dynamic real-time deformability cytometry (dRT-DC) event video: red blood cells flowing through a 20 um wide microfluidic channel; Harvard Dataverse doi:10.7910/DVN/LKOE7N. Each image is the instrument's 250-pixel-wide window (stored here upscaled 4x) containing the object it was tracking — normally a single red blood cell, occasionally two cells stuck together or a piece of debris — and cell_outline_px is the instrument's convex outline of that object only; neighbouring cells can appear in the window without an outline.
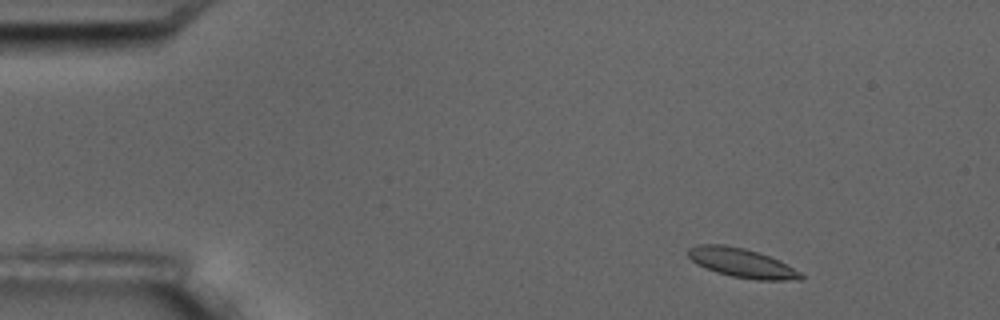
{"species": "common noctule bat (a hibernating species)", "species_latin": "Nyctalus noctula", "temperature_condition": "room temperature", "stored_images_in_passage": 4, "camera_frame_rate_fps": 3000, "um_per_image_px": 0.085, "animal": {"sex": "male", "body_mass_g": 17.5, "forearm_length_mm": 52.3}, "frame": {"image": 1, "passage_image": 1, "time_ms": 0.0, "image_size_px": [1000, 320], "cell_outline_px": [[804, 276], [800, 280], [756, 280], [732, 276], [716, 272], [696, 264], [688, 256], [688, 248], [696, 244], [724, 244], [744, 248], [768, 256], [800, 272]], "centroid_in_image_um": [62.99, 22.34], "position_along_channel_um": 22.0, "area_um2": 18.9}}
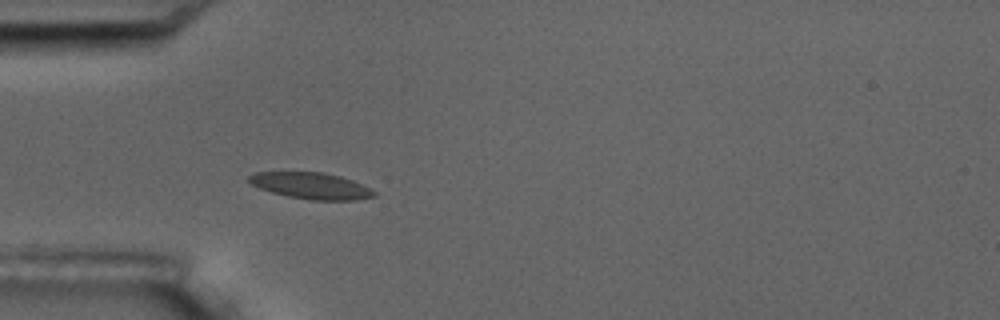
{"frame": {"image": 2, "passage_image": 4, "time_ms": 3.333, "image_size_px": [1000, 320], "cell_outline_px": [[376, 196], [356, 200], [312, 200], [288, 196], [272, 192], [260, 188], [252, 184], [248, 180], [248, 176], [256, 172], [324, 172], [340, 176], [352, 180], [376, 192]], "centroid_in_image_um": [26.45, 15.79], "position_along_channel_um": 58.6, "area_um2": 19.07}}